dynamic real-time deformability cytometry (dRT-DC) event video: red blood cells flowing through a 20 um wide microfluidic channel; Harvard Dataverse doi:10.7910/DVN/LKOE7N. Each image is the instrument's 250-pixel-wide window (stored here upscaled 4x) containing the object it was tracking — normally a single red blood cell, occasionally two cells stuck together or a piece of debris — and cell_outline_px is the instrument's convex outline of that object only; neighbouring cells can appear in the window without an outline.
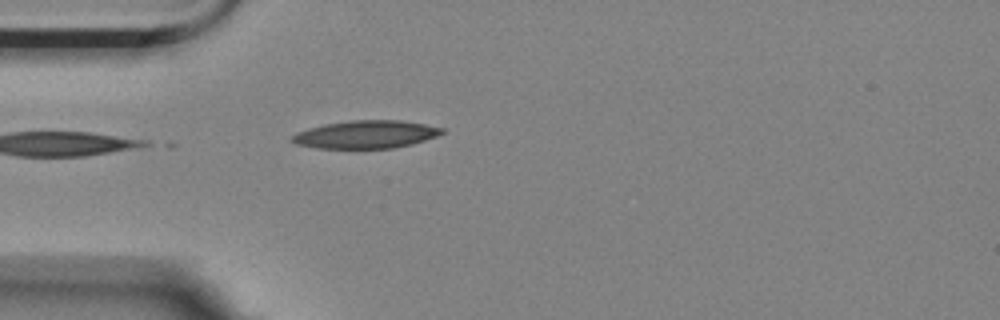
{"species": "Egyptian fruit bat (a non-hibernating species)", "species_latin": "Rousettus aegyptiacus", "temperature_condition": "room temperature", "stored_images_in_passage": 1, "camera_frame_rate_fps": 3000, "um_per_image_px": 0.085, "animal": {"sex": "female"}, "frame": {"image": 1, "passage_image": 1, "time_ms": 0.0, "image_size_px": [1000, 320], "cell_outline_px": [[444, 132], [436, 136], [412, 144], [392, 148], [316, 148], [296, 144], [288, 140], [296, 132], [308, 128], [324, 124], [352, 120], [400, 120], [424, 124], [444, 128]], "centroid_in_image_um": [31.06, 11.42], "position_along_channel_um": 53.9, "area_um2": 24.33}}